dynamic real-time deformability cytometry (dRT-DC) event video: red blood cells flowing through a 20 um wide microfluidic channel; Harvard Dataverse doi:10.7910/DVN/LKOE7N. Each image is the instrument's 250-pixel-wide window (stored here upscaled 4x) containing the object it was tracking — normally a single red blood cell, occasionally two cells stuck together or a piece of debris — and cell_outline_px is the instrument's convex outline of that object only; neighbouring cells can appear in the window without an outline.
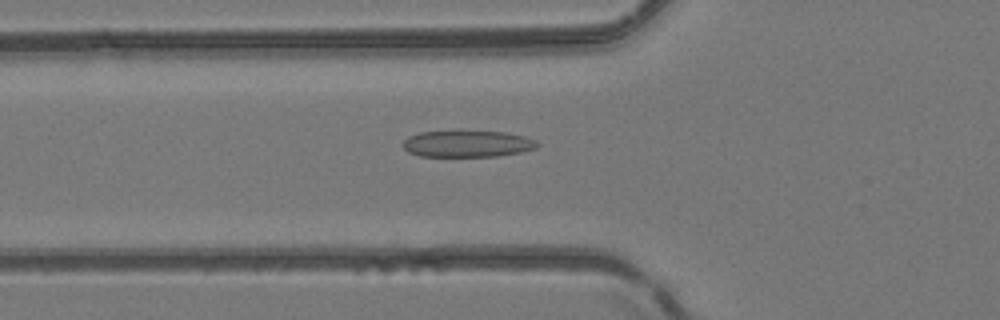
{"species": "common noctule bat (a hibernating species)", "species_latin": "Nyctalus noctula", "temperature_condition": "room temperature", "stored_images_in_passage": 51, "camera_frame_rate_fps": 3000, "um_per_image_px": 0.085, "animal": {"sex": "female", "body_mass_g": 24.6, "forearm_length_mm": 56.2}, "frame": {"image": 1, "passage_image": 19, "time_ms": 6.0, "image_size_px": [1000, 320], "cell_outline_px": [[540, 144], [536, 148], [520, 152], [496, 156], [420, 156], [408, 152], [404, 148], [404, 140], [408, 136], [420, 132], [504, 132], [524, 136], [536, 140]], "centroid_in_image_um": [39.74, 12.23], "position_along_channel_um": 86.1, "area_um2": 20.46}}
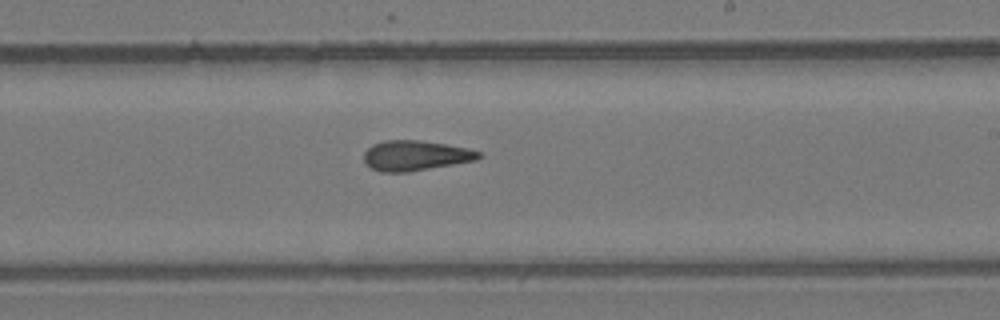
{"frame": {"image": 2, "passage_image": 31, "time_ms": 10.0, "image_size_px": [1000, 320], "cell_outline_px": [[484, 156], [476, 160], [408, 172], [380, 172], [364, 164], [364, 152], [372, 144], [384, 140], [420, 140], [468, 148], [480, 152]], "centroid_in_image_um": [35.29, 13.22], "position_along_channel_um": 253.7, "area_um2": 20.23}}
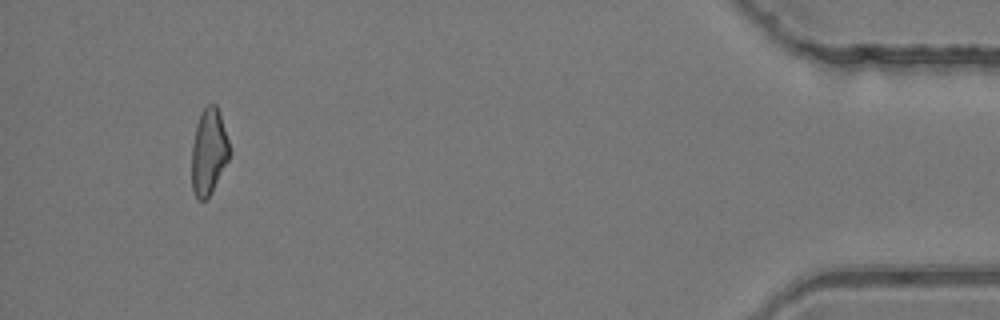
{"frame": {"image": 3, "passage_image": 48, "time_ms": 15.667, "image_size_px": [1000, 320], "cell_outline_px": [[232, 152], [228, 160], [208, 196], [204, 200], [196, 200], [192, 192], [192, 144], [196, 124], [200, 112], [208, 104], [216, 104], [220, 112], [232, 148]], "centroid_in_image_um": [17.76, 12.85], "position_along_channel_um": 417.4, "area_um2": 19.25}, "authors_computed_cell_mechanics": {"area_um2": 20.2878, "velocity_mm_per_s": 4.1688, "shape_relaxation_time_tau1_ms": null, "shape_relaxation_time_tau2_ms": 2.5731, "deformation_change_tau1": null, "deformation_change_tau2": 0.1225}}